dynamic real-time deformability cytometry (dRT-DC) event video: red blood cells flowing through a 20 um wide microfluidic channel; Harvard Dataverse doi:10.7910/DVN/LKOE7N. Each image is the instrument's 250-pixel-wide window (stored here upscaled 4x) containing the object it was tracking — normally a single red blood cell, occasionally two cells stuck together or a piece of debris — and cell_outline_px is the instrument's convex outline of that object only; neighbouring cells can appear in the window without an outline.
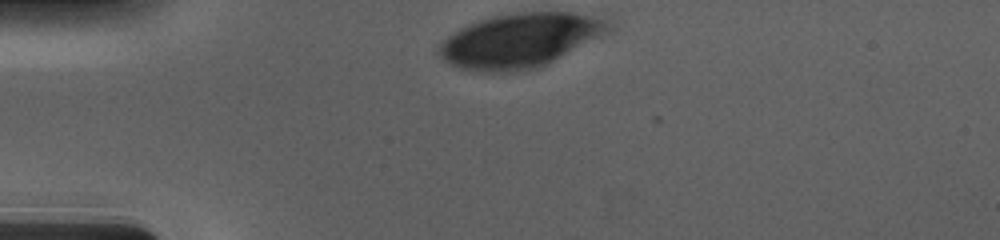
{"species": "human", "species_latin": "Homo sapiens", "temperature_condition": "cold", "stored_images_in_passage": 33, "camera_frame_rate_fps": 3000, "um_per_image_px": 0.085, "donor": {"sex": "male"}, "frame": {"image": 1, "passage_image": 1, "time_ms": 0.0, "image_size_px": [1000, 240], "cell_outline_px": [[612, 28], [608, 32], [540, 68], [512, 72], [484, 72], [460, 68], [444, 60], [436, 52], [436, 48], [452, 32], [468, 24], [492, 16], [516, 12], [568, 12], [612, 20]], "centroid_in_image_um": [44.19, 3.44], "position_along_channel_um": 40.8, "area_um2": 53.58}}
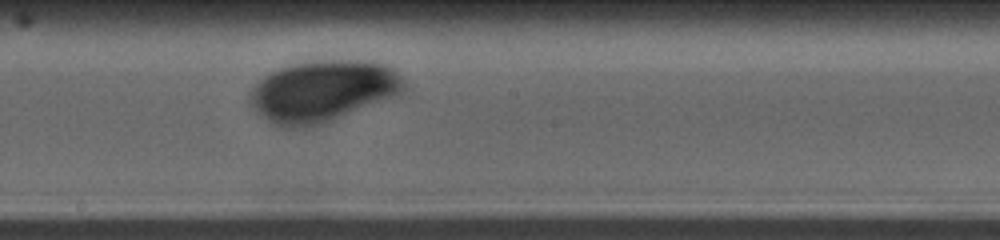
{"frame": {"image": 2, "passage_image": 19, "time_ms": 6.0, "image_size_px": [1000, 240], "cell_outline_px": [[408, 88], [404, 92], [396, 96], [324, 124], [308, 128], [280, 128], [256, 112], [252, 108], [248, 100], [248, 92], [264, 76], [288, 64], [312, 60], [360, 60], [384, 64], [392, 68], [408, 84]], "centroid_in_image_um": [27.43, 7.76], "position_along_channel_um": 220.8, "area_um2": 55.95}}
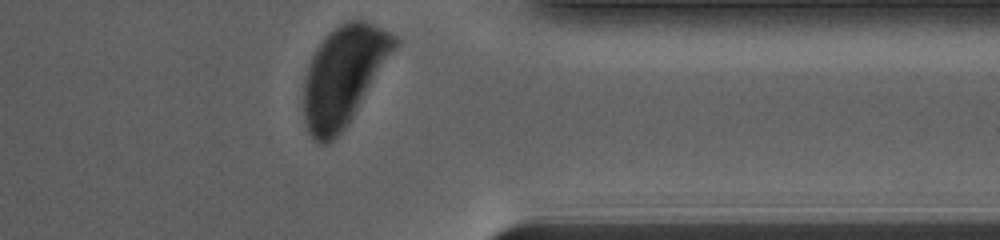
{"frame": {"image": 3, "passage_image": 33, "time_ms": 10.667, "image_size_px": [1000, 240], "cell_outline_px": [[400, 44], [348, 124], [328, 144], [316, 144], [312, 140], [304, 124], [304, 76], [308, 64], [316, 48], [340, 24], [348, 20], [364, 20], [396, 36], [400, 40]], "centroid_in_image_um": [29.21, 6.46], "position_along_channel_um": 382.2, "area_um2": 52.48}}